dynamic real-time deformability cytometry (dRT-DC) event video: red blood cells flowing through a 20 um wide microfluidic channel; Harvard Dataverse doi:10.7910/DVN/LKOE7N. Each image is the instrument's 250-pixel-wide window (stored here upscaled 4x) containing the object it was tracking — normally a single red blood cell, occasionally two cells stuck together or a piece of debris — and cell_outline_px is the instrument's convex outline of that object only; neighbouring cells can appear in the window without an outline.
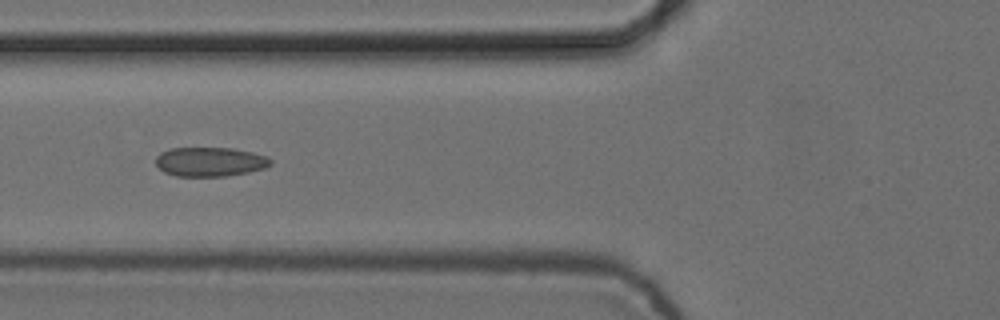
{"species": "common noctule bat (a hibernating species)", "species_latin": "Nyctalus noctula", "temperature_condition": "cold", "stored_images_in_passage": 9, "camera_frame_rate_fps": 3000, "um_per_image_px": 0.085, "animal": {"sex": "female", "body_mass_g": 24.6, "forearm_length_mm": 56.2}, "frame": {"image": 1, "passage_image": 4, "time_ms": 1.0, "image_size_px": [1000, 320], "cell_outline_px": [[272, 164], [264, 168], [248, 172], [224, 176], [176, 176], [164, 172], [156, 164], [156, 156], [160, 152], [168, 148], [232, 148], [252, 152], [268, 156], [272, 160]], "centroid_in_image_um": [17.85, 13.74], "position_along_channel_um": 108.0, "area_um2": 19.65}}
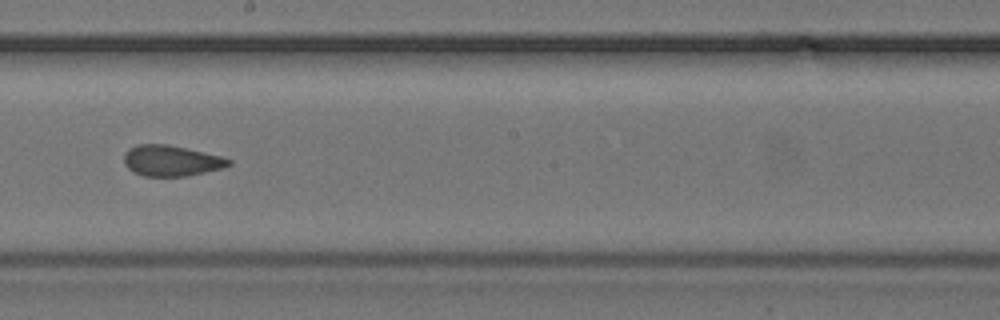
{"frame": {"image": 2, "passage_image": 7, "time_ms": 2.0, "image_size_px": [1000, 320], "cell_outline_px": [[232, 164], [224, 168], [188, 176], [144, 176], [128, 168], [124, 164], [124, 152], [128, 148], [136, 144], [168, 144], [220, 156], [232, 160]], "centroid_in_image_um": [14.55, 13.66], "position_along_channel_um": 233.6, "area_um2": 18.84}}
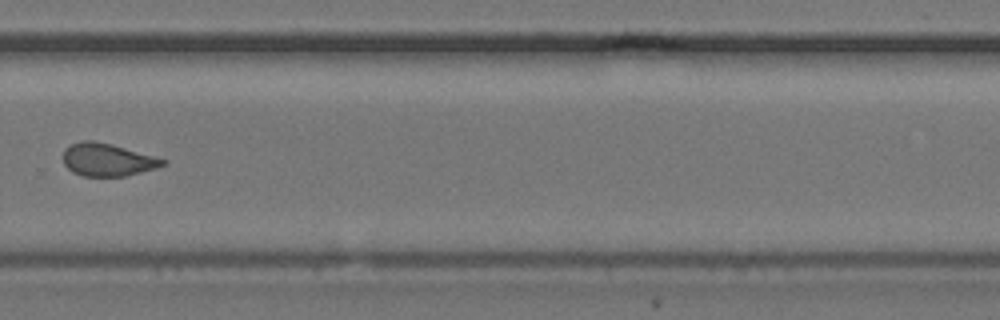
{"frame": {"image": 3, "passage_image": 9, "time_ms": 2.667, "image_size_px": [1000, 320], "cell_outline_px": [[168, 160], [164, 164], [156, 168], [124, 176], [84, 176], [72, 172], [64, 164], [64, 148], [72, 144], [84, 140], [92, 140], [112, 144], [156, 156]], "centroid_in_image_um": [9.14, 13.57], "position_along_channel_um": 320.7, "area_um2": 18.96}}